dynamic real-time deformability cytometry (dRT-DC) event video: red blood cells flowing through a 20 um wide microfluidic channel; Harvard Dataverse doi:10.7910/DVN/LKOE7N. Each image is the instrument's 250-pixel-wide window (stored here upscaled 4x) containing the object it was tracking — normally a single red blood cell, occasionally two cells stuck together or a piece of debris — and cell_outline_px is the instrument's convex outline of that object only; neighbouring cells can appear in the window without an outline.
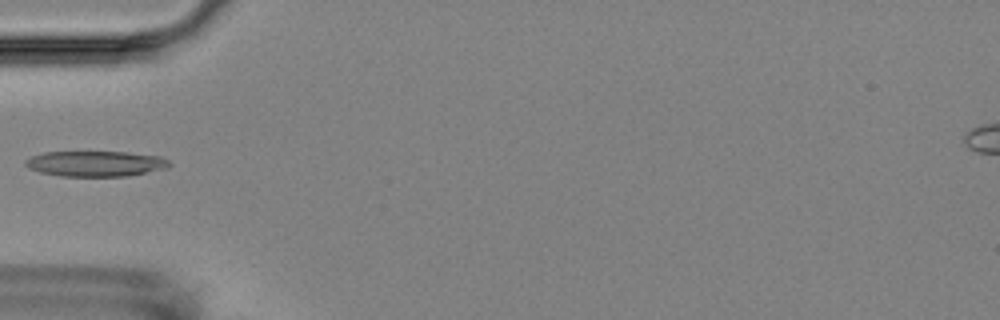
{"species": "Egyptian fruit bat (a non-hibernating species)", "species_latin": "Rousettus aegyptiacus", "temperature_condition": "room temperature", "stored_images_in_passage": 6, "camera_frame_rate_fps": 3000, "um_per_image_px": 0.085, "animal": {"sex": "female"}, "frame": {"image": 1, "passage_image": 5, "time_ms": 5.667, "image_size_px": [1000, 320], "cell_outline_px": [[172, 164], [168, 168], [128, 176], [60, 176], [40, 172], [28, 168], [24, 164], [24, 160], [32, 156], [44, 152], [128, 152], [160, 156], [168, 160]], "centroid_in_image_um": [8.13, 13.91], "position_along_channel_um": 76.9, "area_um2": 21.5}}
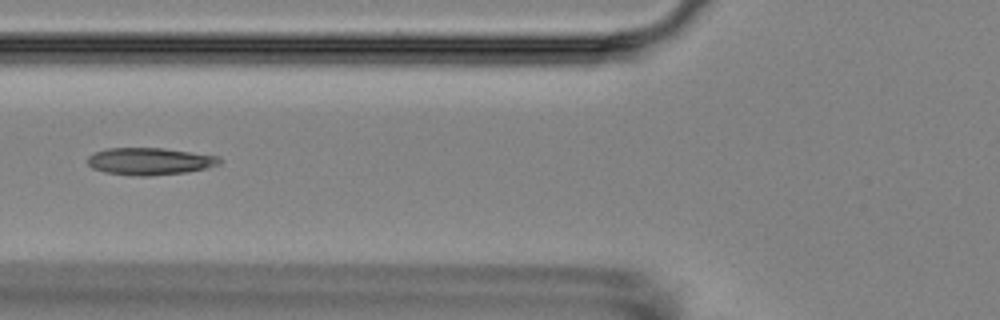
{"frame": {"image": 2, "passage_image": 6, "time_ms": 6.667, "image_size_px": [1000, 320], "cell_outline_px": [[220, 164], [204, 168], [184, 172], [148, 176], [136, 176], [104, 172], [92, 168], [88, 164], [88, 156], [96, 152], [108, 148], [164, 148], [220, 156]], "centroid_in_image_um": [12.71, 13.7], "position_along_channel_um": 113.1, "area_um2": 20.75}}